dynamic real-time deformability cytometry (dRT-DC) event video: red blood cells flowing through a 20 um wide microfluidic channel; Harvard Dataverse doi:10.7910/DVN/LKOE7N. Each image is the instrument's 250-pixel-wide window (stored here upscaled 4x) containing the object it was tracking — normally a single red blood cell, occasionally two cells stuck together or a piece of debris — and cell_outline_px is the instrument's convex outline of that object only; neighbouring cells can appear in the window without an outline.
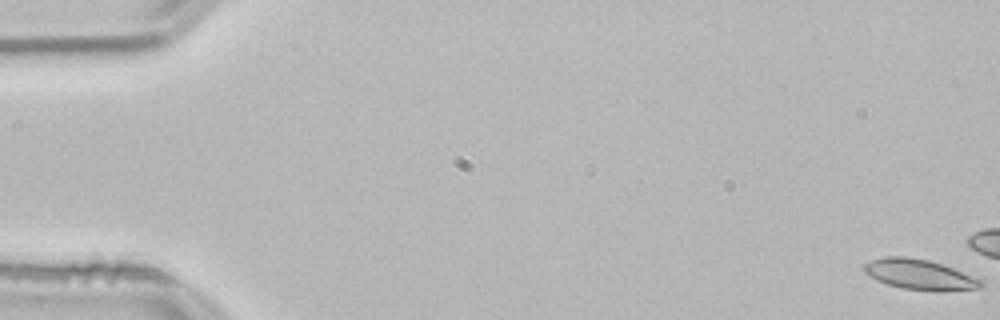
{"species": "common noctule bat (a hibernating species)", "species_latin": "Nyctalus noctula", "temperature_condition": "room temperature", "stored_images_in_passage": 14, "camera_frame_rate_fps": 3000, "um_per_image_px": 0.085, "animal": {"sex": "male", "body_mass_g": 21.5, "forearm_length_mm": 52.0}, "frame": {"image": 1, "passage_image": 1, "time_ms": 0.0, "image_size_px": [1000, 320], "cell_outline_px": [[984, 284], [980, 288], [936, 292], [904, 288], [888, 284], [876, 280], [868, 276], [864, 272], [864, 264], [872, 260], [884, 256], [904, 256], [928, 260], [952, 268], [984, 280]], "centroid_in_image_um": [78.17, 23.34], "position_along_channel_um": 6.8, "area_um2": 20.63}}